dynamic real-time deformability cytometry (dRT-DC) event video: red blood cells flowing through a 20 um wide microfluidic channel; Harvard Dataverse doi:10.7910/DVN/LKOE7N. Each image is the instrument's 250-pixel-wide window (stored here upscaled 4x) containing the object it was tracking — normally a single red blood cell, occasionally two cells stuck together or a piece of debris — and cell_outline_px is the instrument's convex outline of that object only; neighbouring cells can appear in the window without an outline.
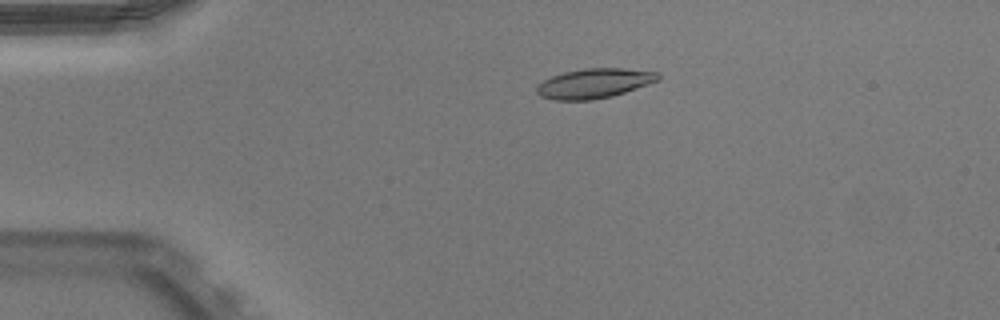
{"species": "Egyptian fruit bat (a non-hibernating species)", "species_latin": "Rousettus aegyptiacus", "temperature_condition": "warm", "stored_images_in_passage": 51, "camera_frame_rate_fps": 3000, "um_per_image_px": 0.085, "animal": {"sex": "male"}, "frame": {"image": 1, "passage_image": 11, "time_ms": 3.333, "image_size_px": [1000, 320], "cell_outline_px": [[660, 80], [612, 96], [592, 100], [552, 100], [540, 96], [536, 92], [536, 88], [544, 80], [552, 76], [564, 72], [584, 68], [620, 68], [660, 72]], "centroid_in_image_um": [50.51, 7.08], "position_along_channel_um": 34.5, "area_um2": 20.98}}
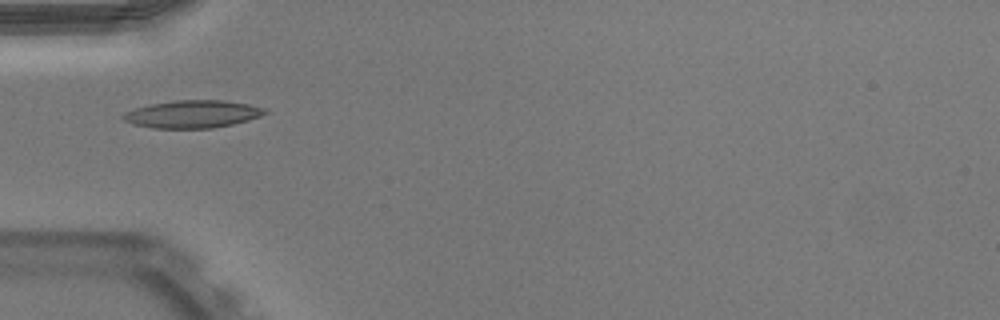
{"frame": {"image": 2, "passage_image": 17, "time_ms": 5.333, "image_size_px": [1000, 320], "cell_outline_px": [[268, 112], [260, 116], [248, 120], [232, 124], [212, 128], [152, 128], [132, 124], [124, 120], [120, 116], [124, 112], [136, 108], [152, 104], [176, 100], [224, 100], [248, 104], [264, 108]], "centroid_in_image_um": [16.34, 9.7], "position_along_channel_um": 68.7, "area_um2": 22.72}}
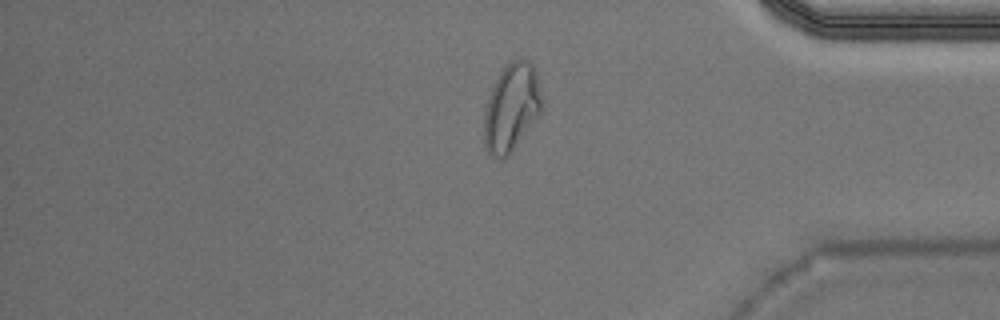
{"frame": {"image": 3, "passage_image": 43, "time_ms": 14.0, "image_size_px": [1000, 320], "cell_outline_px": [[540, 112], [508, 156], [504, 160], [488, 152], [484, 144], [484, 112], [492, 88], [500, 72], [508, 60], [528, 60], [532, 64], [536, 72], [540, 96]], "centroid_in_image_um": [43.44, 9.13], "position_along_channel_um": 391.8, "area_um2": 28.78}, "authors_computed_cell_mechanics": {"area_um2": 20.9236, "velocity_mm_per_s": 3.9522, "shape_relaxation_time_tau1_ms": 5.3391, "shape_relaxation_time_tau2_ms": 1.5433, "deformation_change_tau1": 0.1877, "deformation_change_tau2": 0.0753}}